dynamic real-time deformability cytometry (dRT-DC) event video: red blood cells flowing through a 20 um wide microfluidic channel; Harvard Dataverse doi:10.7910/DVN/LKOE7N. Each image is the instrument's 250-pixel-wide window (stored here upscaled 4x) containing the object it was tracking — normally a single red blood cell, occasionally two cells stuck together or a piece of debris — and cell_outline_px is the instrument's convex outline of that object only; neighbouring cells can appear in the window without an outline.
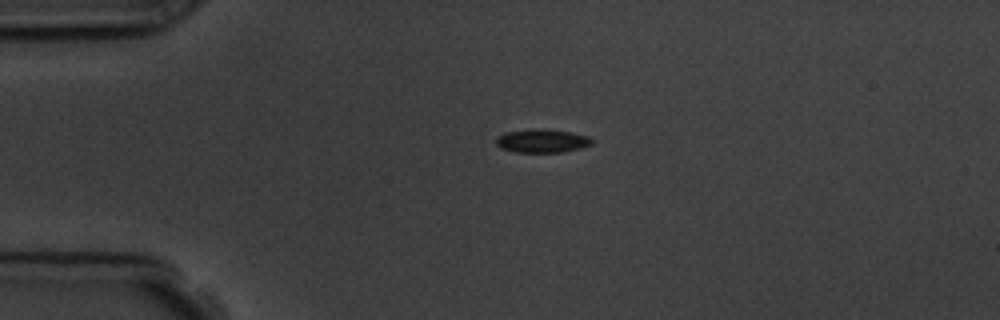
{"species": "common noctule bat (a hibernating species)", "species_latin": "Nyctalus noctula", "temperature_condition": "room temperature", "stored_images_in_passage": 1, "camera_frame_rate_fps": 3000, "um_per_image_px": 0.085, "animal": {"sex": "male", "body_mass_g": 19.5, "forearm_length_mm": 54.6}, "frame": {"image": 1, "passage_image": 1, "time_ms": 0.0, "image_size_px": [1000, 320], "cell_outline_px": [[596, 140], [592, 144], [580, 148], [560, 152], [516, 152], [500, 148], [496, 144], [496, 136], [504, 132], [544, 128], [572, 132], [588, 136]], "centroid_in_image_um": [46.09, 11.96], "position_along_channel_um": 38.9, "area_um2": 13.24}}